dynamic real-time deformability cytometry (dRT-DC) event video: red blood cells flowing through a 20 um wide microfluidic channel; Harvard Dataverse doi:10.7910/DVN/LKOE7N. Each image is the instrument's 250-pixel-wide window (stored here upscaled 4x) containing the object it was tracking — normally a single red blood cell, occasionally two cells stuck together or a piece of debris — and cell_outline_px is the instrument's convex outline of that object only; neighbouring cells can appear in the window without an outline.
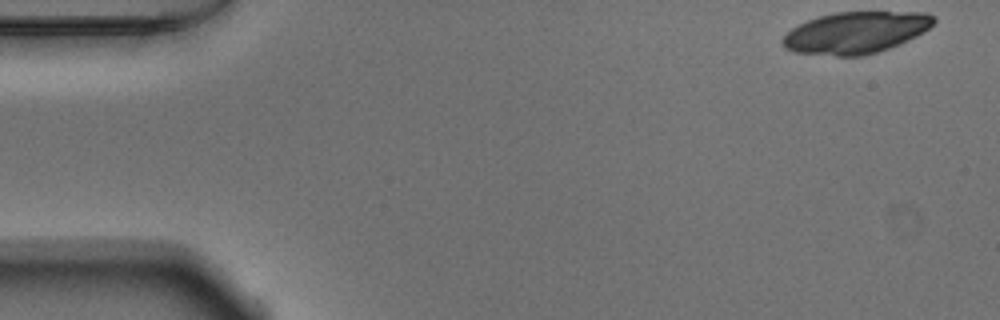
{"species": "Egyptian fruit bat (a non-hibernating species)", "species_latin": "Rousettus aegyptiacus", "temperature_condition": "warm", "stored_images_in_passage": 50, "camera_frame_rate_fps": 3000, "um_per_image_px": 0.085, "animal": {"sex": "male"}, "frame": {"image": 1, "passage_image": 1, "time_ms": 0.0, "image_size_px": [1000, 320], "cell_outline_px": [[936, 20], [928, 28], [916, 36], [908, 40], [888, 48], [864, 56], [836, 56], [796, 52], [784, 48], [780, 40], [792, 28], [808, 20], [820, 16], [836, 12], [928, 12], [936, 16]], "centroid_in_image_um": [72.74, 2.77], "position_along_channel_um": 12.3, "area_um2": 36.59}}
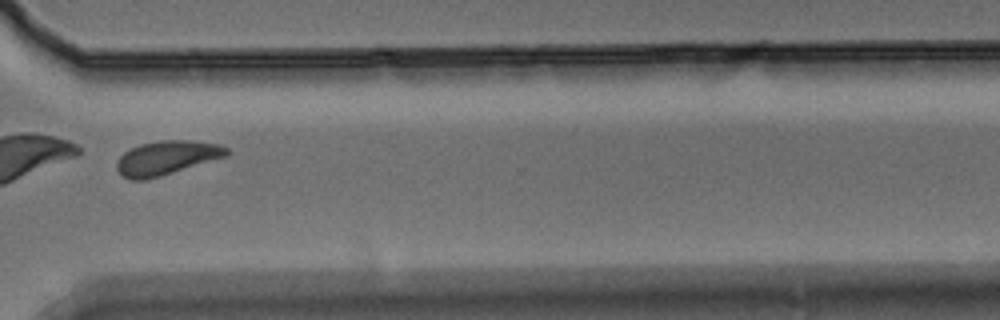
{"frame": {"image": 2, "passage_image": 38, "time_ms": 12.333, "image_size_px": [1000, 320], "cell_outline_px": [[228, 156], [148, 180], [132, 180], [124, 176], [116, 168], [116, 164], [120, 156], [124, 152], [140, 144], [160, 140], [188, 140], [220, 144], [228, 148]], "centroid_in_image_um": [14.18, 13.42], "position_along_channel_um": 356.4, "area_um2": 21.85}, "authors_computed_cell_mechanics": {"area_um2": 23.5535, "velocity_mm_per_s": 3.7968, "shape_relaxation_time_tau1_ms": 2.8493, "shape_relaxation_time_tau2_ms": 2.2974, "deformation_change_tau1": 0.1166, "deformation_change_tau2": 0.0635}}